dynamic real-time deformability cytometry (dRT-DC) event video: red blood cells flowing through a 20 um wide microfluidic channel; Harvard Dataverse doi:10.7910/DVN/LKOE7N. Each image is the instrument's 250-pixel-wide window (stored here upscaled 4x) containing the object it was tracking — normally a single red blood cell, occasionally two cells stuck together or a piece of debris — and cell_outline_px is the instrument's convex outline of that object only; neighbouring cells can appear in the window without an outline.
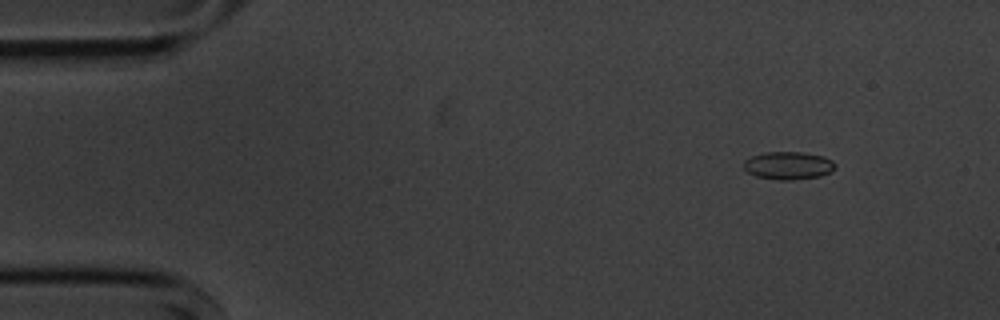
{"species": "common noctule bat (a hibernating species)", "species_latin": "Nyctalus noctula", "temperature_condition": "cold", "stored_images_in_passage": 9, "camera_frame_rate_fps": 3000, "um_per_image_px": 0.085, "animal": {"sex": "male", "body_mass_g": 20.1, "forearm_length_mm": 53.5}, "frame": {"image": 1, "passage_image": 2, "time_ms": 1.0, "image_size_px": [1000, 320], "cell_outline_px": [[836, 168], [820, 176], [792, 180], [776, 180], [756, 176], [748, 172], [744, 168], [744, 160], [752, 156], [768, 152], [804, 152], [824, 156], [832, 160], [836, 164]], "centroid_in_image_um": [67.02, 14.07], "position_along_channel_um": 18.0, "area_um2": 14.85}}
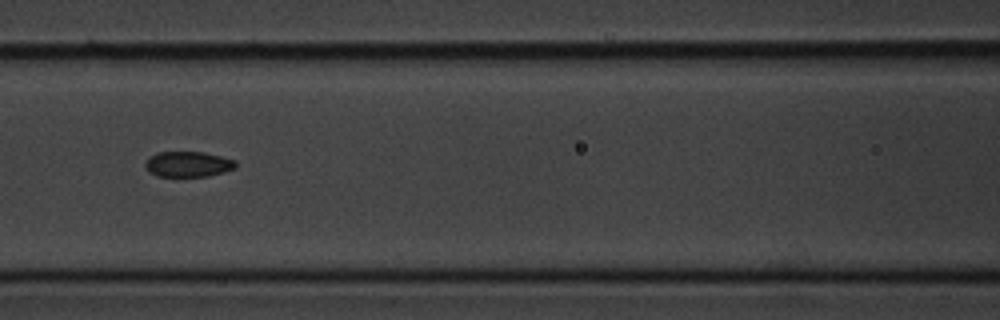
{"frame": {"image": 2, "passage_image": 7, "time_ms": 7.0, "image_size_px": [1000, 320], "cell_outline_px": [[236, 168], [224, 172], [208, 176], [156, 176], [148, 172], [144, 164], [148, 156], [156, 152], [204, 152], [236, 160]], "centroid_in_image_um": [15.96, 13.95], "position_along_channel_um": 150.6, "area_um2": 13.58}}
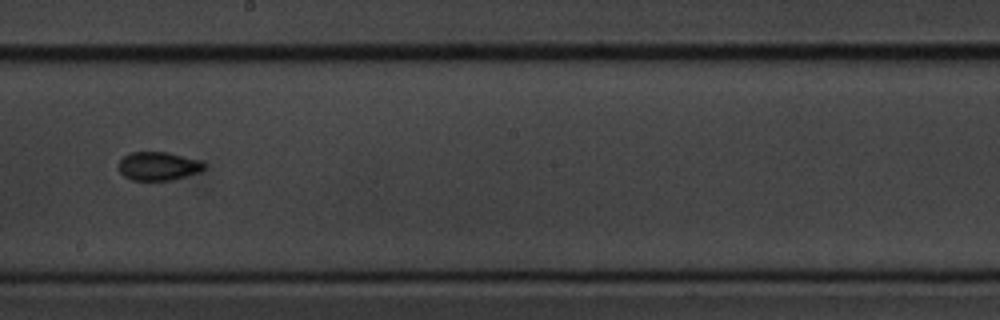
{"frame": {"image": 3, "passage_image": 9, "time_ms": 9.333, "image_size_px": [1000, 320], "cell_outline_px": [[204, 168], [200, 172], [168, 180], [132, 180], [124, 176], [120, 172], [120, 160], [128, 152], [168, 152], [200, 160], [204, 164]], "centroid_in_image_um": [13.45, 14.11], "position_along_channel_um": 234.8, "area_um2": 14.05}}